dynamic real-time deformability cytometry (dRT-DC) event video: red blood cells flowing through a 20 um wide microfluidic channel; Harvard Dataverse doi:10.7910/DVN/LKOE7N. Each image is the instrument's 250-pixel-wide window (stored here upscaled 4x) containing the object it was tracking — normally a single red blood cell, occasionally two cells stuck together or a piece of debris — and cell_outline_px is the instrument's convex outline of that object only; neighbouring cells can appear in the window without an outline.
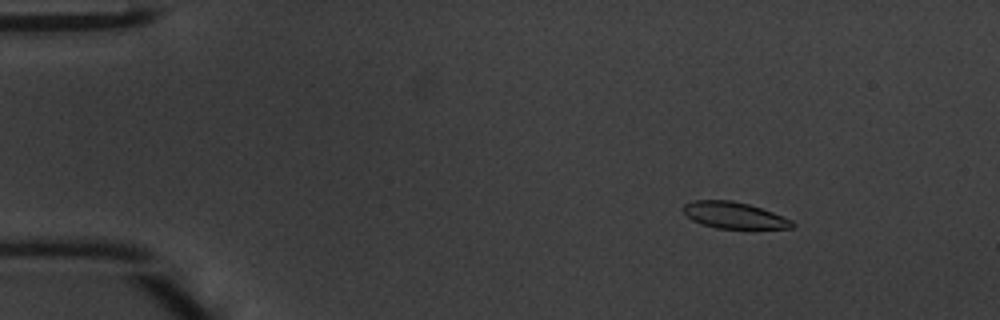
{"species": "common noctule bat (a hibernating species)", "species_latin": "Nyctalus noctula", "temperature_condition": "warm", "stored_images_in_passage": 48, "camera_frame_rate_fps": 3000, "um_per_image_px": 0.085, "animal": {"sex": "male", "body_mass_g": 20.1, "forearm_length_mm": 53.5}, "frame": {"image": 1, "passage_image": 7, "time_ms": 2.0, "image_size_px": [1000, 320], "cell_outline_px": [[796, 224], [792, 228], [716, 228], [692, 220], [680, 208], [684, 204], [692, 200], [732, 200], [748, 204], [772, 212], [792, 220]], "centroid_in_image_um": [62.37, 18.28], "position_along_channel_um": 22.6, "area_um2": 16.65}}
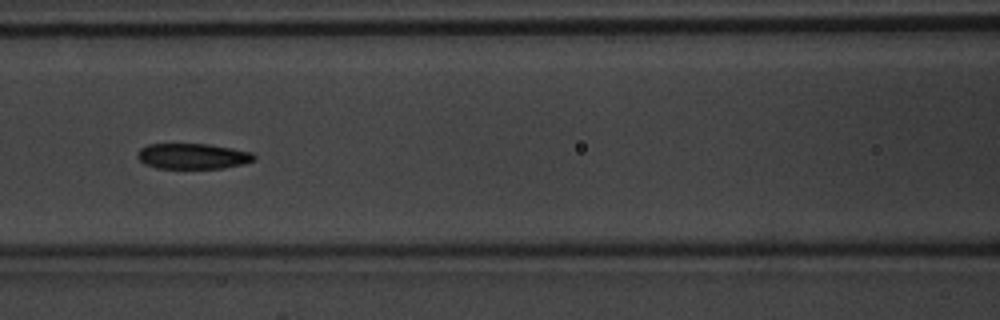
{"frame": {"image": 2, "passage_image": 22, "time_ms": 7.0, "image_size_px": [1000, 320], "cell_outline_px": [[256, 160], [244, 164], [224, 168], [156, 168], [144, 164], [136, 156], [136, 152], [140, 148], [148, 144], [208, 144], [232, 148], [252, 152], [256, 156]], "centroid_in_image_um": [16.38, 13.27], "position_along_channel_um": 150.2, "area_um2": 17.57}}
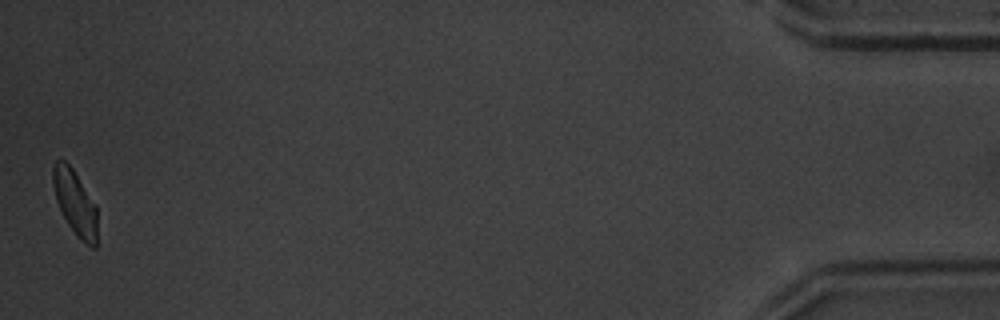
{"frame": {"image": 3, "passage_image": 48, "time_ms": 15.667, "image_size_px": [1000, 320], "cell_outline_px": [[96, 248], [92, 248], [80, 240], [76, 236], [68, 224], [56, 200], [52, 184], [52, 168], [56, 160], [64, 160], [72, 168], [96, 204]], "centroid_in_image_um": [6.37, 17.23], "position_along_channel_um": 428.8, "area_um2": 16.7}, "authors_computed_cell_mechanics": {"area_um2": 17.9758, "velocity_mm_per_s": 4.2422, "shape_relaxation_time_tau1_ms": 3.3543, "shape_relaxation_time_tau2_ms": 3.9035, "deformation_change_tau1": 0.1163, "deformation_change_tau2": 0.11}}